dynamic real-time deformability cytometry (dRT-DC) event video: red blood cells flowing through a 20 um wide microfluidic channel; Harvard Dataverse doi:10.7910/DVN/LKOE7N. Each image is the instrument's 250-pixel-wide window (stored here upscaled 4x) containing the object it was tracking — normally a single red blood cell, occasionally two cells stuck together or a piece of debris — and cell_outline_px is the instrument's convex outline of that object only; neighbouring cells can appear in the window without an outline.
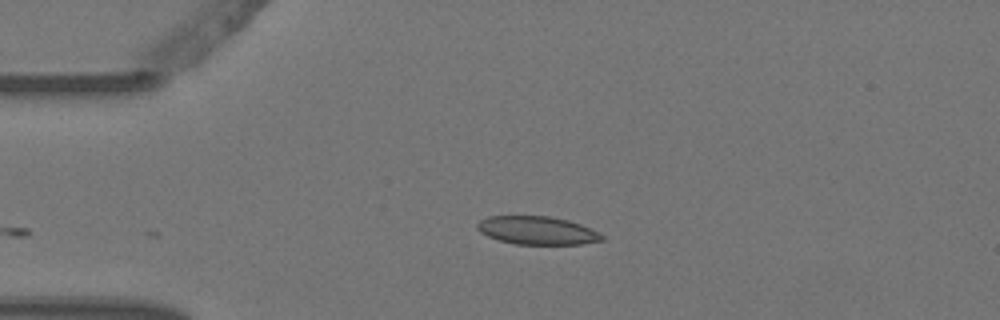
{"species": "Egyptian fruit bat (a non-hibernating species)", "species_latin": "Rousettus aegyptiacus", "temperature_condition": "warm", "stored_images_in_passage": 3, "camera_frame_rate_fps": 3000, "um_per_image_px": 0.085, "animal": {"sex": "female"}, "frame": {"image": 1, "passage_image": 3, "time_ms": 0.667, "image_size_px": [1000, 320], "cell_outline_px": [[604, 240], [580, 244], [516, 244], [500, 240], [488, 236], [480, 232], [476, 228], [476, 224], [480, 220], [488, 216], [548, 216], [568, 220], [580, 224], [600, 232], [604, 236]], "centroid_in_image_um": [45.66, 19.58], "position_along_channel_um": 39.3, "area_um2": 20.46}}